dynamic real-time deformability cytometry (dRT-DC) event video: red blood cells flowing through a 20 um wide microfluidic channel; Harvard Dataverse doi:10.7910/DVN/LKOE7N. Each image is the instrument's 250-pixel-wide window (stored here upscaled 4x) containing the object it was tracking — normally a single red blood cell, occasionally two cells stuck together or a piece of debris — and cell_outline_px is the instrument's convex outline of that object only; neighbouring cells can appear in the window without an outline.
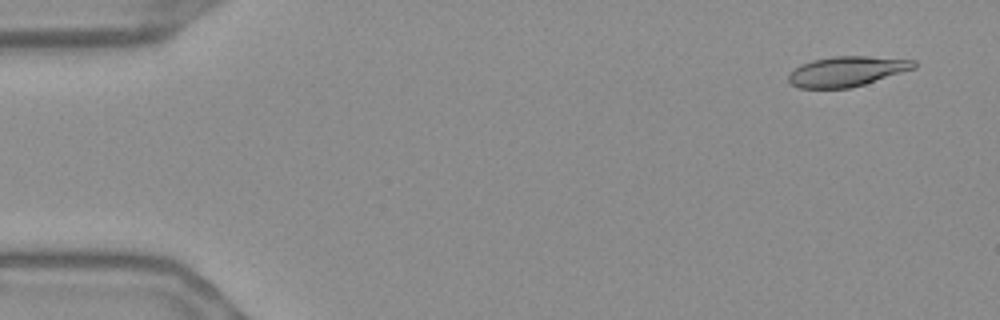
{"species": "Egyptian fruit bat (a non-hibernating species)", "species_latin": "Rousettus aegyptiacus", "temperature_condition": "warm", "stored_images_in_passage": 55, "camera_frame_rate_fps": 3000, "um_per_image_px": 0.085, "frame": {"image": 1, "passage_image": 3, "time_ms": 0.667, "image_size_px": [1000, 320], "cell_outline_px": [[916, 68], [852, 88], [800, 88], [792, 84], [788, 80], [788, 72], [800, 64], [812, 60], [832, 56], [868, 56], [916, 60]], "centroid_in_image_um": [71.97, 6.06], "position_along_channel_um": 13.0, "area_um2": 22.14}}
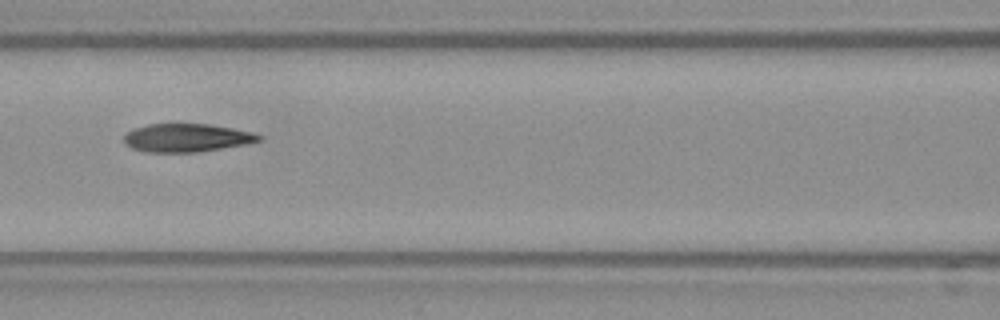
{"frame": {"image": 2, "passage_image": 24, "time_ms": 7.667, "image_size_px": [1000, 320], "cell_outline_px": [[264, 140], [244, 144], [196, 152], [144, 152], [132, 148], [124, 144], [124, 136], [128, 132], [136, 128], [148, 124], [208, 124], [232, 128], [252, 132], [264, 136]], "centroid_in_image_um": [15.87, 11.71], "position_along_channel_um": 150.7, "area_um2": 22.08}}
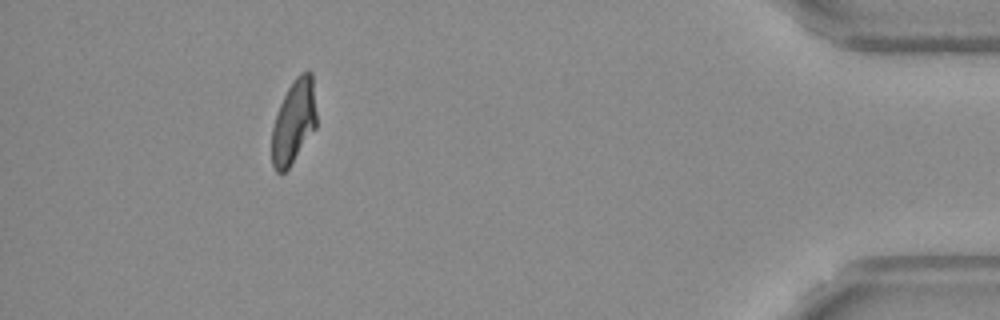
{"frame": {"image": 3, "passage_image": 50, "time_ms": 16.333, "image_size_px": [1000, 320], "cell_outline_px": [[316, 128], [288, 168], [280, 176], [276, 172], [272, 164], [272, 128], [280, 104], [288, 88], [296, 76], [300, 72], [308, 68], [312, 72], [316, 112]], "centroid_in_image_um": [24.98, 10.33], "position_along_channel_um": 410.2, "area_um2": 21.91}, "authors_computed_cell_mechanics": {"area_um2": 22.6576, "velocity_mm_per_s": 3.67, "shape_relaxation_time_tau1_ms": null, "shape_relaxation_time_tau2_ms": 3.031, "deformation_change_tau1": null, "deformation_change_tau2": 0.0747}}